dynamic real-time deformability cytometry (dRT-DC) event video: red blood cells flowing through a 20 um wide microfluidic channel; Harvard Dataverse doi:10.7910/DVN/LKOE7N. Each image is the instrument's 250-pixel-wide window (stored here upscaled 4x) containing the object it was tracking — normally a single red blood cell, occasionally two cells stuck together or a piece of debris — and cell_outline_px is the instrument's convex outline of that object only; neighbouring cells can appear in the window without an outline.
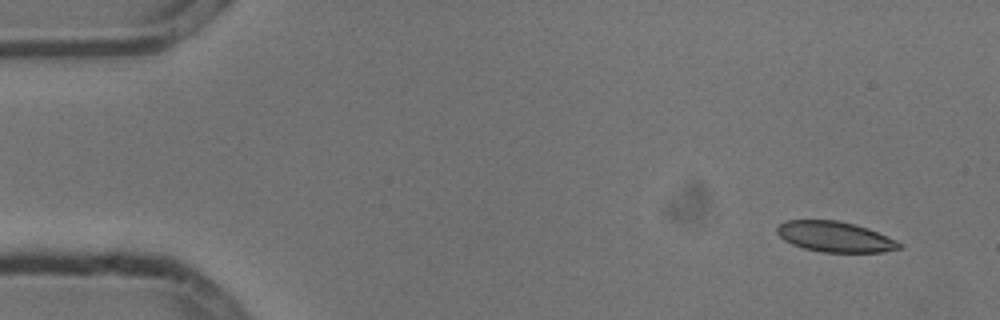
{"species": "common noctule bat (a hibernating species)", "species_latin": "Nyctalus noctula", "temperature_condition": "cold", "stored_images_in_passage": 7, "camera_frame_rate_fps": 3000, "um_per_image_px": 0.085, "animal": {"sex": "male", "body_mass_g": 13.3}, "frame": {"image": 1, "passage_image": 1, "time_ms": 0.0, "image_size_px": [1000, 320], "cell_outline_px": [[904, 244], [900, 248], [884, 252], [820, 252], [804, 248], [792, 244], [784, 240], [776, 232], [776, 228], [784, 220], [836, 220], [856, 224], [868, 228], [896, 240]], "centroid_in_image_um": [70.97, 20.12], "position_along_channel_um": 14.0, "area_um2": 21.79}}
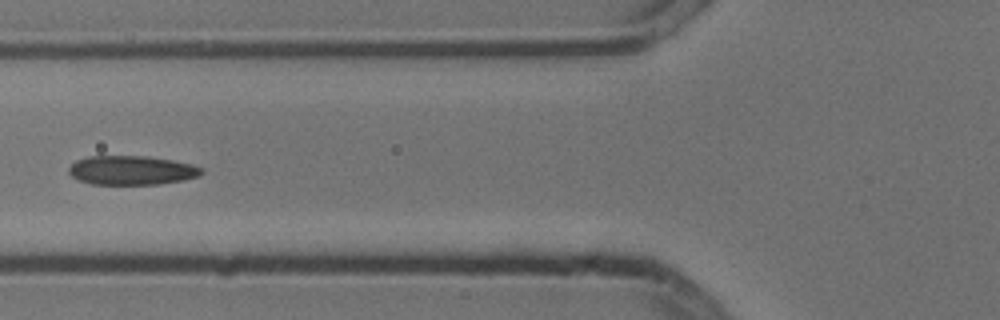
{"frame": {"image": 2, "passage_image": 6, "time_ms": 1.667, "image_size_px": [1000, 320], "cell_outline_px": [[204, 172], [200, 176], [184, 180], [156, 184], [92, 184], [80, 180], [72, 176], [68, 172], [68, 168], [76, 160], [88, 156], [148, 156], [172, 160], [192, 164], [204, 168]], "centroid_in_image_um": [11.22, 14.47], "position_along_channel_um": 114.6, "area_um2": 22.6}}
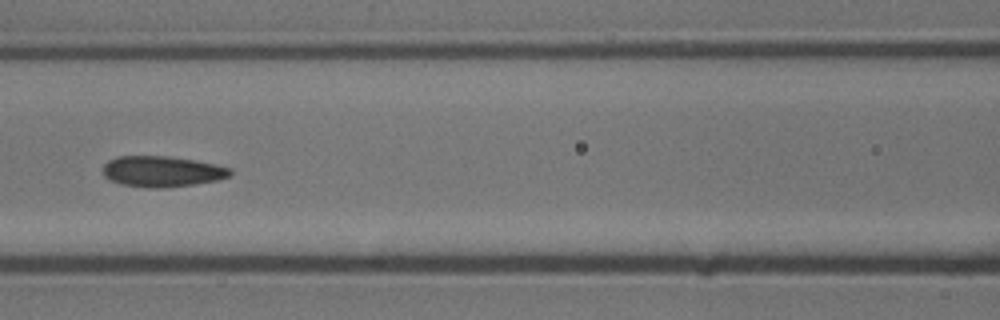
{"frame": {"image": 3, "passage_image": 7, "time_ms": 2.0, "image_size_px": [1000, 320], "cell_outline_px": [[232, 172], [228, 176], [216, 180], [192, 184], [164, 188], [148, 188], [120, 184], [104, 176], [104, 164], [108, 160], [116, 156], [168, 156], [196, 160], [216, 164], [232, 168]], "centroid_in_image_um": [13.77, 14.56], "position_along_channel_um": 152.8, "area_um2": 22.83}}